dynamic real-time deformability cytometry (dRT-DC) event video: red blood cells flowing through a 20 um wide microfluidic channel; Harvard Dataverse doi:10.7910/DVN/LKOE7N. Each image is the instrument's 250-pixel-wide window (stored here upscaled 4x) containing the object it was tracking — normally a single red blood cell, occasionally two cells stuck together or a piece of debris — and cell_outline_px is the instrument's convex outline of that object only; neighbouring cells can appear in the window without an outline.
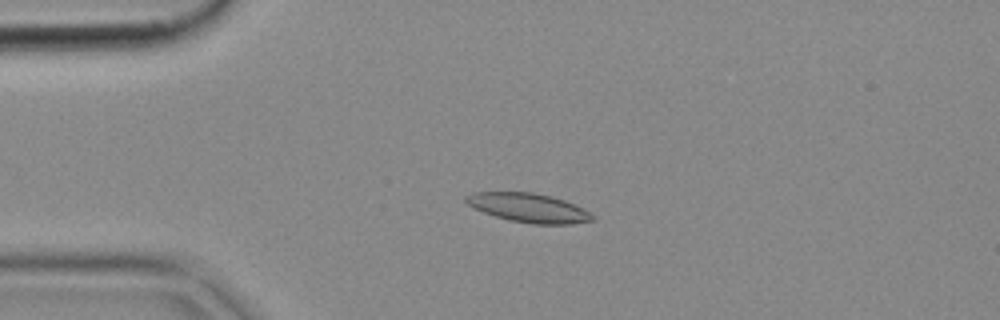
{"species": "common noctule bat (a hibernating species)", "species_latin": "Nyctalus noctula", "temperature_condition": "cold", "stored_images_in_passage": 48, "camera_frame_rate_fps": 3000, "um_per_image_px": 0.085, "animal": {"sex": "female", "body_mass_g": 18.4}, "frame": {"image": 1, "passage_image": 8, "time_ms": 2.333, "image_size_px": [1000, 320], "cell_outline_px": [[596, 220], [572, 224], [532, 224], [508, 220], [472, 208], [464, 200], [464, 196], [472, 192], [532, 192], [552, 196], [564, 200], [596, 216]], "centroid_in_image_um": [44.9, 17.66], "position_along_channel_um": 40.1, "area_um2": 21.44}}
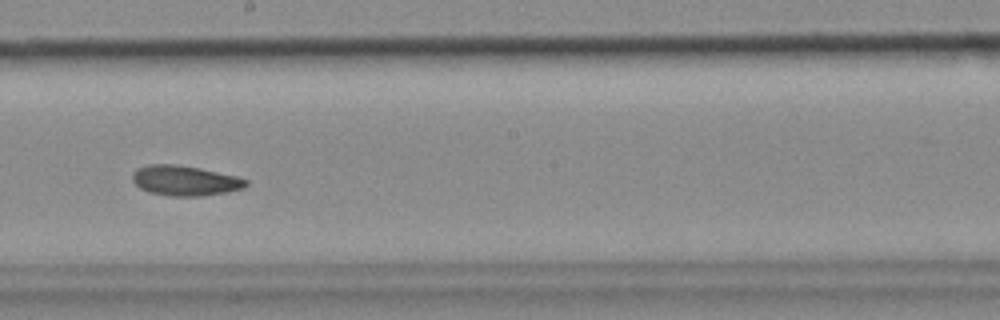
{"frame": {"image": 2, "passage_image": 25, "time_ms": 8.0, "image_size_px": [1000, 320], "cell_outline_px": [[248, 184], [244, 188], [228, 192], [200, 196], [168, 196], [148, 192], [140, 188], [132, 180], [132, 176], [136, 168], [148, 164], [176, 164], [200, 168], [236, 176], [248, 180]], "centroid_in_image_um": [15.71, 15.35], "position_along_channel_um": 232.5, "area_um2": 20.06}}
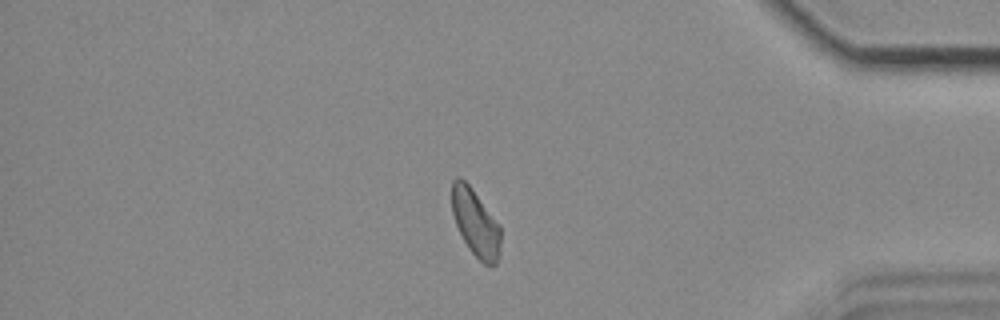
{"frame": {"image": 3, "passage_image": 40, "time_ms": 13.0, "image_size_px": [1000, 320], "cell_outline_px": [[500, 244], [496, 264], [484, 264], [468, 248], [456, 224], [452, 212], [452, 180], [456, 176], [460, 176], [472, 188], [500, 224]], "centroid_in_image_um": [40.41, 18.89], "position_along_channel_um": 394.8, "area_um2": 18.9}}